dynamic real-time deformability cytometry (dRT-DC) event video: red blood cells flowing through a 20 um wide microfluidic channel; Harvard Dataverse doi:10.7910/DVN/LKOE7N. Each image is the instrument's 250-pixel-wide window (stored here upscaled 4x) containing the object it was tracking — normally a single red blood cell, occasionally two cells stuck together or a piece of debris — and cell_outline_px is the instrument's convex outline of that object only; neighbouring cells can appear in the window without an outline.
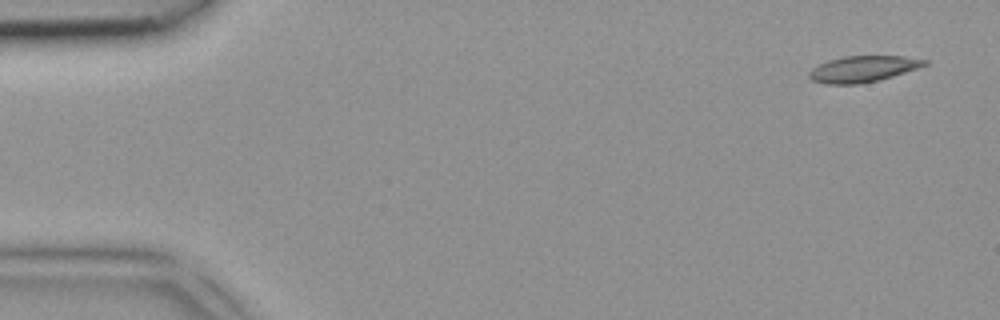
{"species": "common noctule bat (a hibernating species)", "species_latin": "Nyctalus noctula", "temperature_condition": "room temperature", "stored_images_in_passage": 4, "camera_frame_rate_fps": 3000, "um_per_image_px": 0.085, "animal": {"sex": "female", "body_mass_g": 18.4}, "frame": {"image": 1, "passage_image": 1, "time_ms": 0.0, "image_size_px": [1000, 320], "cell_outline_px": [[928, 64], [880, 80], [860, 84], [828, 84], [812, 80], [808, 76], [808, 72], [812, 68], [828, 60], [844, 56], [904, 56], [928, 60]], "centroid_in_image_um": [73.33, 5.86], "position_along_channel_um": 11.7, "area_um2": 17.51}}